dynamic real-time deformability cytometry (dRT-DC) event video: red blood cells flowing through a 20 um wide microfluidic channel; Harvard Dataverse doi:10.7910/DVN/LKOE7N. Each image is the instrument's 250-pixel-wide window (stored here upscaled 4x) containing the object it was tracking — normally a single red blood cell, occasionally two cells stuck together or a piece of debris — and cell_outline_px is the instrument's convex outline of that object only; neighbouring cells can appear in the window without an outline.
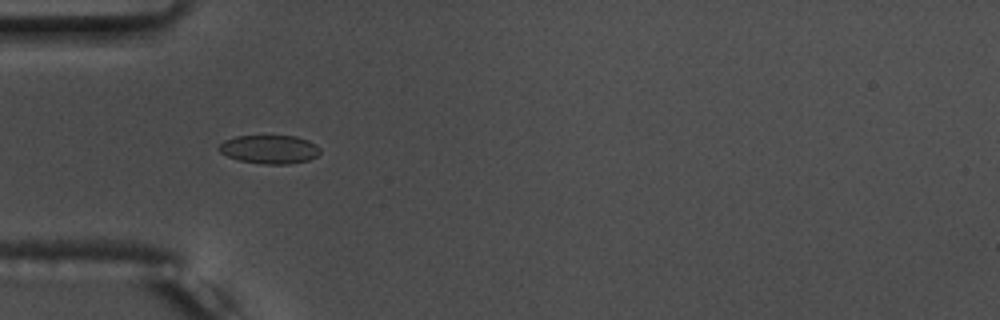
{"species": "common noctule bat (a hibernating species)", "species_latin": "Nyctalus noctula", "temperature_condition": "warm", "stored_images_in_passage": 25, "camera_frame_rate_fps": 3000, "um_per_image_px": 0.085, "animal": {"sex": "male", "body_mass_g": 17.5, "forearm_length_mm": 52.3}, "frame": {"image": 1, "passage_image": 4, "time_ms": 1.0, "image_size_px": [1000, 320], "cell_outline_px": [[320, 152], [316, 156], [308, 160], [288, 164], [264, 164], [240, 160], [228, 156], [220, 152], [216, 148], [224, 140], [236, 136], [296, 136], [308, 140], [316, 144], [320, 148]], "centroid_in_image_um": [22.9, 12.69], "position_along_channel_um": 62.1, "area_um2": 16.82}}